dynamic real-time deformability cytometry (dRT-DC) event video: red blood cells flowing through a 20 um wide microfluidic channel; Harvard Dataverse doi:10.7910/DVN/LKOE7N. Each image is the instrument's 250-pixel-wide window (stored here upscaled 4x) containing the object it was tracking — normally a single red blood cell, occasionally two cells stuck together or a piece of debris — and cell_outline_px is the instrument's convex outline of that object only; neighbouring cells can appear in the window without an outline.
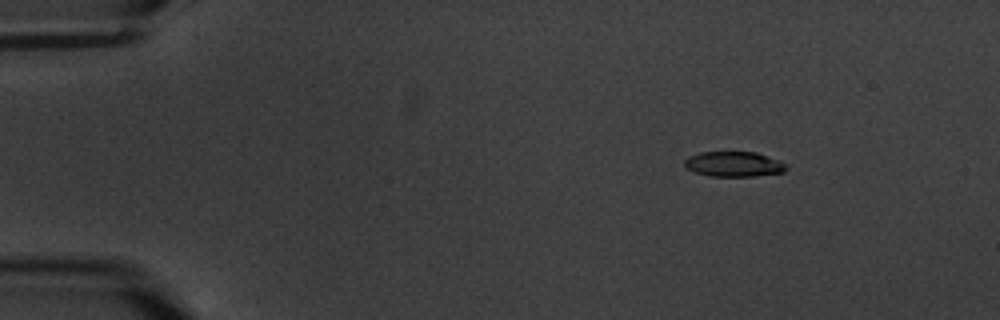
{"species": "common noctule bat (a hibernating species)", "species_latin": "Nyctalus noctula", "temperature_condition": "warm", "stored_images_in_passage": 8, "camera_frame_rate_fps": 3000, "um_per_image_px": 0.085, "animal": {"sex": "male", "body_mass_g": 20.1, "forearm_length_mm": 53.5}, "frame": {"image": 1, "passage_image": 3, "time_ms": 2.333, "image_size_px": [1000, 320], "cell_outline_px": [[788, 168], [784, 172], [756, 176], [708, 176], [696, 172], [688, 168], [684, 164], [684, 160], [688, 156], [700, 152], [756, 152], [780, 160]], "centroid_in_image_um": [62.39, 13.95], "position_along_channel_um": 22.6, "area_um2": 14.91}}
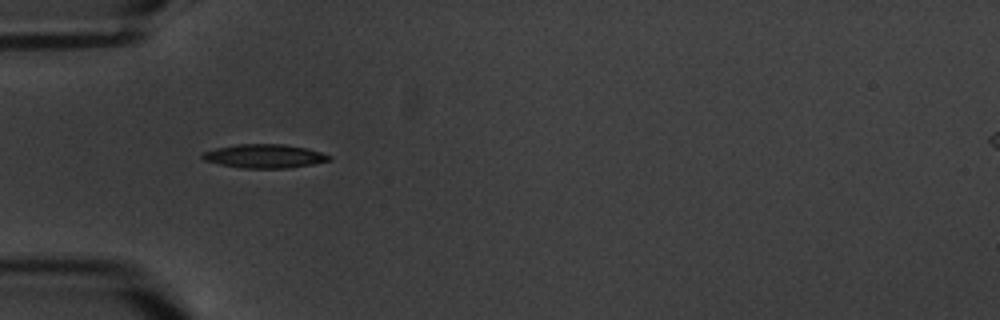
{"frame": {"image": 2, "passage_image": 6, "time_ms": 6.0, "image_size_px": [1000, 320], "cell_outline_px": [[332, 160], [292, 168], [244, 168], [220, 164], [204, 160], [200, 156], [204, 152], [216, 148], [236, 144], [284, 144], [308, 148], [332, 156]], "centroid_in_image_um": [22.51, 13.27], "position_along_channel_um": 62.5, "area_um2": 17.57}}